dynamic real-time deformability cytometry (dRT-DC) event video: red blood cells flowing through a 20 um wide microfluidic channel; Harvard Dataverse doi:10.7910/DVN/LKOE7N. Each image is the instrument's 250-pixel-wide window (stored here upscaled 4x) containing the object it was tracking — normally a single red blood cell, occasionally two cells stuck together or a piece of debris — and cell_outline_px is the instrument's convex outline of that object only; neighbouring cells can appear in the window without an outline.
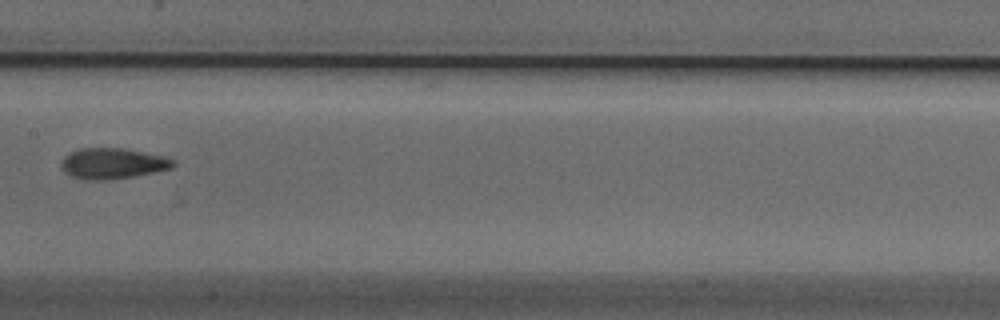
{"species": "Egyptian fruit bat (a non-hibernating species)", "species_latin": "Rousettus aegyptiacus", "temperature_condition": "cold", "stored_images_in_passage": 8, "camera_frame_rate_fps": 3000, "um_per_image_px": 0.085, "animal": {"sex": "male"}, "frame": {"image": 1, "passage_image": 8, "time_ms": 2.333, "image_size_px": [1000, 320], "cell_outline_px": [[176, 164], [172, 168], [132, 176], [104, 180], [84, 180], [72, 176], [64, 172], [60, 168], [60, 164], [64, 156], [80, 148], [124, 148], [160, 156], [176, 160]], "centroid_in_image_um": [9.53, 13.89], "position_along_channel_um": 197.9, "area_um2": 19.88}}